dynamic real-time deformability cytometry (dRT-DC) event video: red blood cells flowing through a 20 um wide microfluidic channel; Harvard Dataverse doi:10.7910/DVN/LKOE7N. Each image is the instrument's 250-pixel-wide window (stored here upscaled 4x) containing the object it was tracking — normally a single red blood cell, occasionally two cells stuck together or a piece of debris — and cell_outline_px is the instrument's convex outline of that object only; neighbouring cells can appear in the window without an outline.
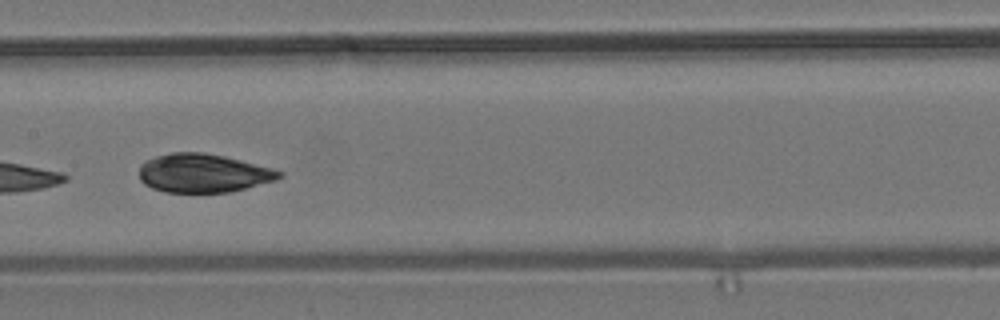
{"species": "common noctule bat (a hibernating species)", "species_latin": "Nyctalus noctula", "temperature_condition": "room temperature", "stored_images_in_passage": 7, "camera_frame_rate_fps": 3000, "um_per_image_px": 0.085, "animal": {"sex": "male", "body_mass_g": 19.2, "forearm_length_mm": 51.8}, "frame": {"image": 1, "passage_image": 7, "time_ms": 2.0, "image_size_px": [1000, 320], "cell_outline_px": [[284, 176], [276, 180], [228, 192], [164, 192], [152, 188], [144, 184], [140, 180], [140, 164], [144, 160], [156, 156], [172, 152], [204, 152], [224, 156], [272, 168], [284, 172]], "centroid_in_image_um": [17.25, 14.71], "position_along_channel_um": 190.1, "area_um2": 31.56}}